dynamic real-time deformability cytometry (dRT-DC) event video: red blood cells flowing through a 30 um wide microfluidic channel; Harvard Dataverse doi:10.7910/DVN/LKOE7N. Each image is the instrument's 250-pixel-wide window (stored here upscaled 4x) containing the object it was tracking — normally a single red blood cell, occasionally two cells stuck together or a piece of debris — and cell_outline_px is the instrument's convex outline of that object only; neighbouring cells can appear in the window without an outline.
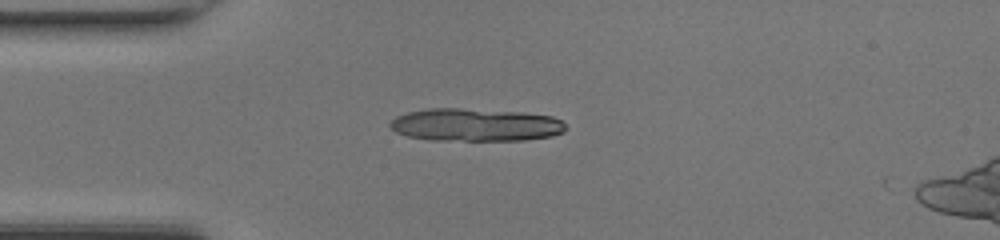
{"species": "common noctule bat (a hibernating species)", "species_latin": "Nyctalus noctula", "temperature_condition": "room temperature", "stored_images_in_passage": 2, "camera_frame_rate_fps": 3000, "um_per_image_px": 0.085, "animal": {"sex": "female", "body_mass_g": 17.0, "forearm_length_mm": 48.0}, "frame": {"image": 1, "passage_image": 1, "time_ms": 0.0, "image_size_px": [1000, 240], "cell_outline_px": [[568, 128], [564, 132], [552, 136], [524, 140], [432, 140], [408, 136], [396, 132], [388, 124], [396, 116], [408, 112], [428, 108], [460, 108], [520, 112], [552, 116], [560, 120]], "centroid_in_image_um": [40.42, 10.61], "position_along_channel_um": 44.6, "area_um2": 33.58}}